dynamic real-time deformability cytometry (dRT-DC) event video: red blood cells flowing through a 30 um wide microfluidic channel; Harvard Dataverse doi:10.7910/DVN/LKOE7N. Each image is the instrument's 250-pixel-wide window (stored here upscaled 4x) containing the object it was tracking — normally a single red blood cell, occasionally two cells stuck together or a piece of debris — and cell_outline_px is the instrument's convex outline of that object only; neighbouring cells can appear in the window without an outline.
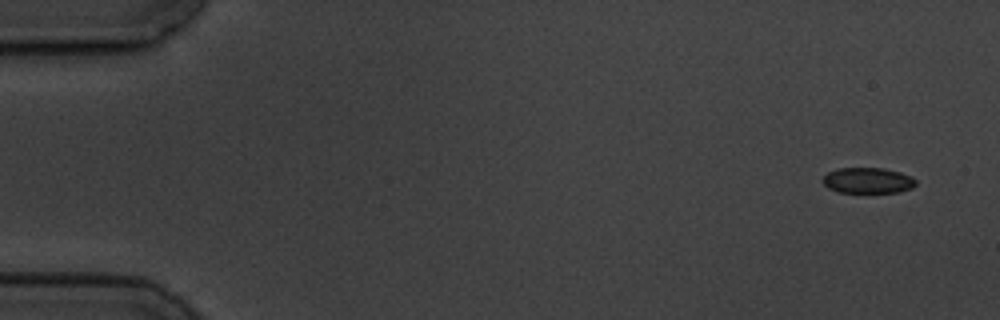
{"species": "common noctule bat (a hibernating species)", "species_latin": "Nyctalus noctula", "temperature_condition": "cold", "stored_images_in_passage": 5, "camera_frame_rate_fps": 3000, "um_per_image_px": 0.085, "animal": {"sex": "male", "body_mass_g": 19.5, "forearm_length_mm": 54.6}, "frame": {"image": 1, "passage_image": 1, "time_ms": 0.0, "image_size_px": [1000, 320], "cell_outline_px": [[916, 184], [912, 188], [900, 192], [840, 192], [828, 188], [820, 180], [828, 172], [836, 168], [884, 168], [900, 172], [912, 176], [916, 180]], "centroid_in_image_um": [73.76, 15.33], "position_along_channel_um": 11.2, "area_um2": 14.05}}
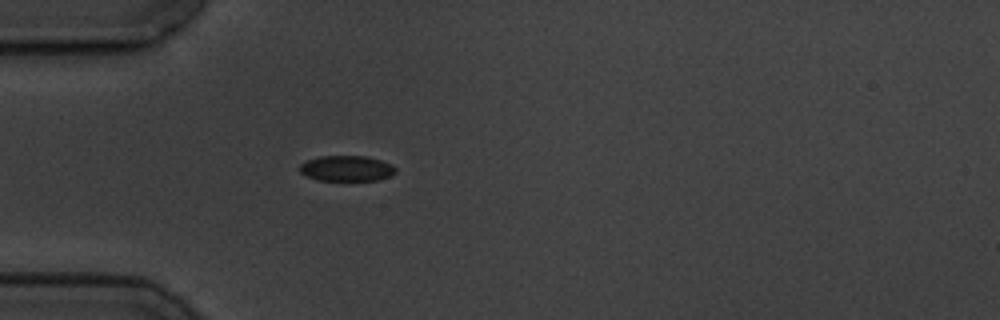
{"frame": {"image": 2, "passage_image": 5, "time_ms": 4.667, "image_size_px": [1000, 320], "cell_outline_px": [[396, 172], [388, 176], [376, 180], [316, 180], [304, 176], [300, 172], [300, 164], [304, 160], [320, 156], [368, 156], [392, 164], [396, 168]], "centroid_in_image_um": [29.41, 14.3], "position_along_channel_um": 55.6, "area_um2": 14.39}}